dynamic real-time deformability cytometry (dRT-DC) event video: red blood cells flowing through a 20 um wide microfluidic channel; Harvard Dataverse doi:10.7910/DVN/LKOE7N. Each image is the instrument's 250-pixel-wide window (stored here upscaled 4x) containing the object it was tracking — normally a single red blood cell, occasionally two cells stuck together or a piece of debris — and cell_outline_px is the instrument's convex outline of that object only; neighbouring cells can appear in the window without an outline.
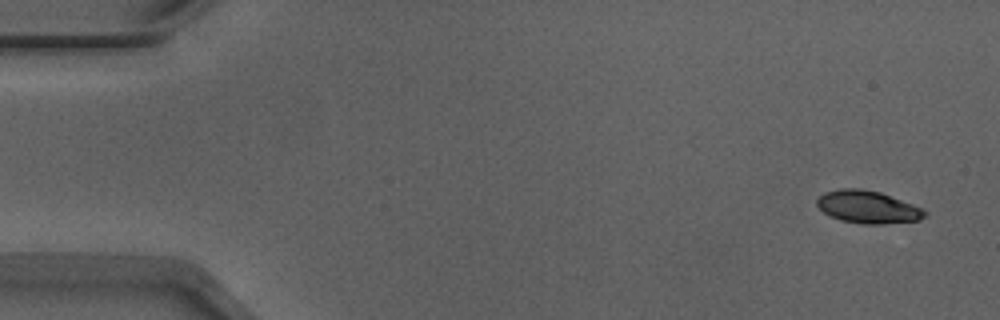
{"species": "Egyptian fruit bat (a non-hibernating species)", "species_latin": "Rousettus aegyptiacus", "temperature_condition": "warm", "stored_images_in_passage": 23, "camera_frame_rate_fps": 3000, "um_per_image_px": 0.085, "animal": {"sex": "male"}, "frame": {"image": 1, "passage_image": 1, "time_ms": 0.0, "image_size_px": [1000, 320], "cell_outline_px": [[928, 212], [920, 220], [884, 224], [864, 224], [840, 220], [824, 212], [816, 204], [816, 200], [824, 192], [840, 188], [860, 188], [880, 192], [912, 204]], "centroid_in_image_um": [73.75, 17.59], "position_along_channel_um": 11.3, "area_um2": 20.35}}
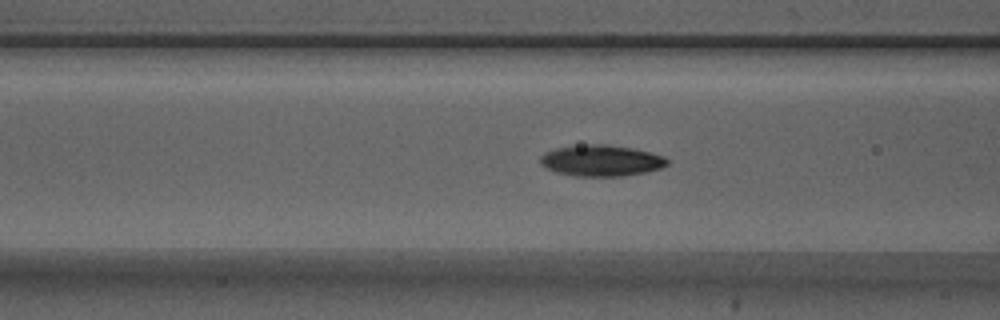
{"frame": {"image": 2, "passage_image": 19, "time_ms": 6.0, "image_size_px": [1000, 320], "cell_outline_px": [[668, 164], [660, 168], [644, 172], [620, 176], [576, 176], [556, 172], [544, 168], [540, 164], [540, 156], [544, 152], [556, 148], [588, 144], [608, 144], [632, 148], [664, 156], [668, 160]], "centroid_in_image_um": [51.06, 13.65], "position_along_channel_um": 115.5, "area_um2": 23.0}}
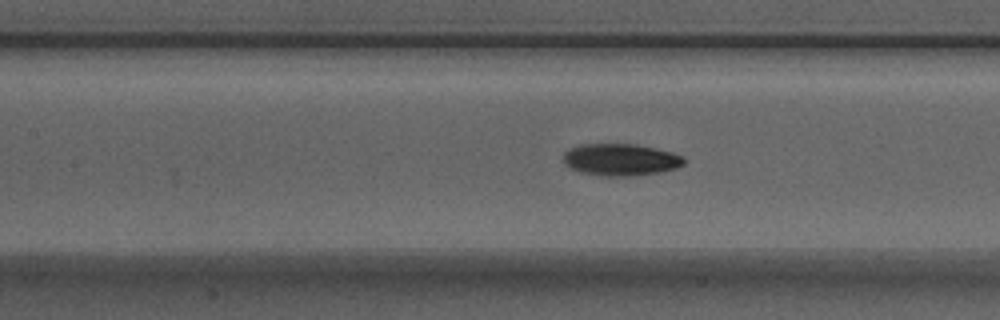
{"frame": {"image": 3, "passage_image": 22, "time_ms": 7.0, "image_size_px": [1000, 320], "cell_outline_px": [[684, 164], [676, 168], [660, 172], [632, 176], [608, 176], [580, 172], [568, 168], [564, 164], [564, 152], [580, 144], [636, 144], [672, 152], [684, 156]], "centroid_in_image_um": [52.75, 13.57], "position_along_channel_um": 154.6, "area_um2": 22.48}}